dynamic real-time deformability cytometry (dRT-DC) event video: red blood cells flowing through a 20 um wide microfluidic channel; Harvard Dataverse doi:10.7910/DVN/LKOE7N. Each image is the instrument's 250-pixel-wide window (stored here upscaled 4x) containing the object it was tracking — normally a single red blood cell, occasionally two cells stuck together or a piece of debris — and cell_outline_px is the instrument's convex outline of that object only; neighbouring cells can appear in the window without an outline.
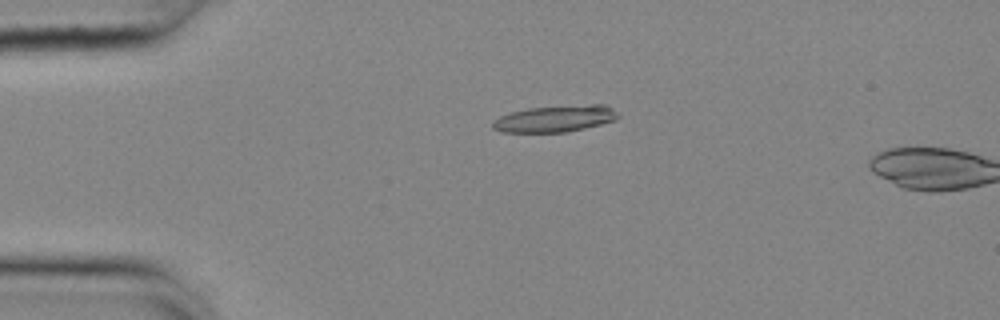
{"species": "common noctule bat (a hibernating species)", "species_latin": "Nyctalus noctula", "temperature_condition": "cold", "stored_images_in_passage": 15, "camera_frame_rate_fps": 3000, "um_per_image_px": 0.085, "animal": {"sex": "female", "body_mass_g": 25.1}, "frame": {"image": 1, "passage_image": 13, "time_ms": 4.0, "image_size_px": [1000, 320], "cell_outline_px": [[620, 116], [616, 120], [584, 128], [564, 132], [500, 132], [492, 128], [492, 124], [500, 116], [512, 112], [528, 108], [592, 104], [604, 104], [612, 108]], "centroid_in_image_um": [47.2, 10.09], "position_along_channel_um": 37.8, "area_um2": 19.25}}